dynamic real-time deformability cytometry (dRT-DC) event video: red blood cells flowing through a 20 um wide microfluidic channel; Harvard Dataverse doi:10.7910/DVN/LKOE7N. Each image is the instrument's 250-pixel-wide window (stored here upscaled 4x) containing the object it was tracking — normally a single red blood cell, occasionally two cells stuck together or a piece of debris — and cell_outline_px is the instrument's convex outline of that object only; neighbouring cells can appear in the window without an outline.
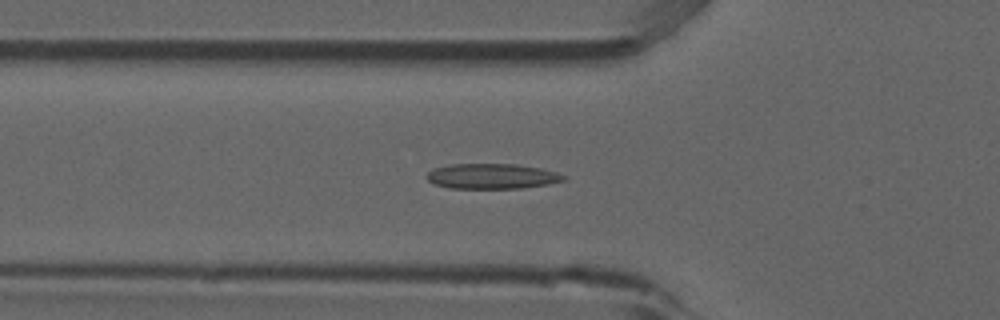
{"species": "common noctule bat (a hibernating species)", "species_latin": "Nyctalus noctula", "temperature_condition": "room temperature", "stored_images_in_passage": 24, "camera_frame_rate_fps": 3000, "um_per_image_px": 0.085, "animal": {"sex": "male", "forearm_length_mm": 52.5}, "frame": {"image": 1, "passage_image": 17, "time_ms": 5.333, "image_size_px": [1000, 320], "cell_outline_px": [[568, 176], [564, 180], [548, 184], [524, 188], [448, 188], [436, 184], [428, 180], [424, 176], [428, 172], [436, 168], [448, 164], [516, 164], [540, 168], [556, 172]], "centroid_in_image_um": [41.82, 14.98], "position_along_channel_um": 84.0, "area_um2": 20.11}}
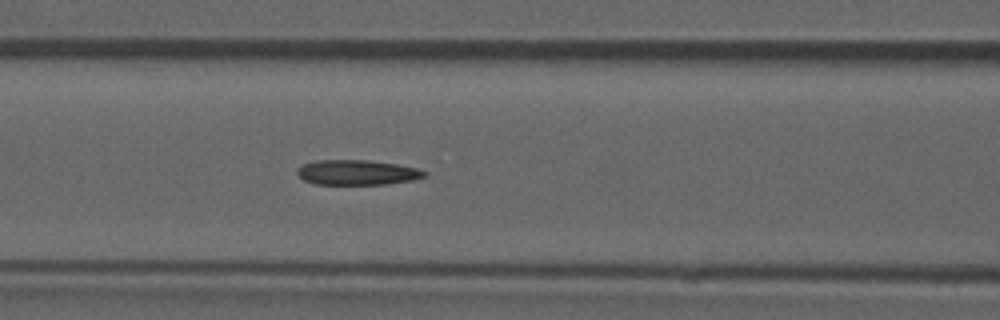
{"frame": {"image": 2, "passage_image": 21, "time_ms": 6.667, "image_size_px": [1000, 320], "cell_outline_px": [[428, 176], [412, 180], [384, 184], [316, 184], [304, 180], [296, 172], [296, 168], [304, 164], [316, 160], [364, 160], [396, 164], [416, 168], [428, 172]], "centroid_in_image_um": [30.35, 14.66], "position_along_channel_um": 136.2, "area_um2": 18.44}}